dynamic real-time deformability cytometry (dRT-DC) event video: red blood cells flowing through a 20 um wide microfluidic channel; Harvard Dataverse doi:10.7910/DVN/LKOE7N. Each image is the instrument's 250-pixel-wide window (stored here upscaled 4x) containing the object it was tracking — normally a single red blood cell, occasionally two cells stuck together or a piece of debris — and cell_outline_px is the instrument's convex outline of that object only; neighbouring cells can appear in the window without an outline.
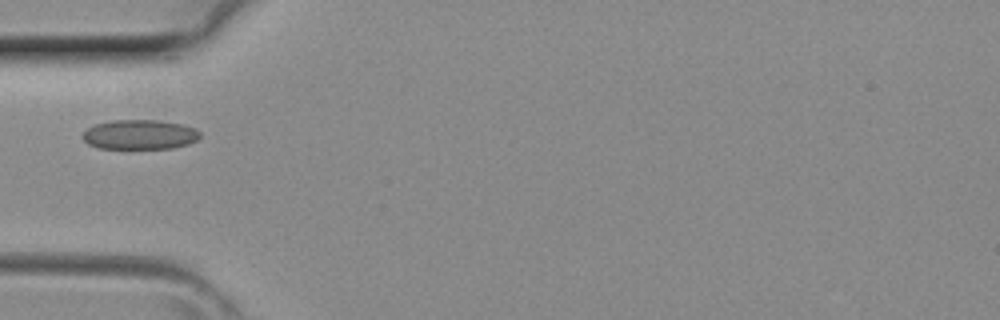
{"species": "common noctule bat (a hibernating species)", "species_latin": "Nyctalus noctula", "temperature_condition": "room temperature", "stored_images_in_passage": 2, "camera_frame_rate_fps": 3000, "um_per_image_px": 0.085, "animal": {"sex": "female", "body_mass_g": 29.2, "forearm_length_mm": 56.3}, "frame": {"image": 1, "passage_image": 2, "time_ms": 0.333, "image_size_px": [1000, 320], "cell_outline_px": [[200, 136], [196, 140], [188, 144], [172, 148], [100, 148], [88, 144], [80, 136], [88, 128], [96, 124], [112, 120], [156, 120], [184, 124], [196, 128], [200, 132]], "centroid_in_image_um": [11.89, 11.43], "position_along_channel_um": 73.1, "area_um2": 20.29}}